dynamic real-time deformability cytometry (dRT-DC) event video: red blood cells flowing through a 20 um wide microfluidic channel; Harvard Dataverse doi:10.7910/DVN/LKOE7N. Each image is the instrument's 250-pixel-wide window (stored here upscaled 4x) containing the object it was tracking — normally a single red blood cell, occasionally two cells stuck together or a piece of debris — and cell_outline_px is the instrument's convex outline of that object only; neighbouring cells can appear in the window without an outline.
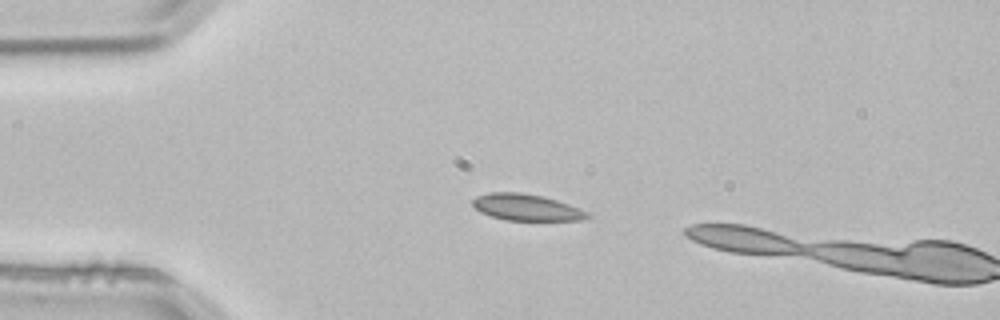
{"species": "common noctule bat (a hibernating species)", "species_latin": "Nyctalus noctula", "temperature_condition": "room temperature", "stored_images_in_passage": 2, "camera_frame_rate_fps": 3000, "um_per_image_px": 0.085, "animal": {"sex": "male", "body_mass_g": 21.5, "forearm_length_mm": 52.0}, "frame": {"image": 1, "passage_image": 1, "time_ms": 0.0, "image_size_px": [1000, 320], "cell_outline_px": [[592, 216], [584, 220], [504, 220], [480, 212], [472, 204], [472, 200], [476, 196], [488, 192], [520, 192], [540, 196], [556, 200], [568, 204], [588, 212]], "centroid_in_image_um": [44.73, 17.62], "position_along_channel_um": 40.3, "area_um2": 17.63}}